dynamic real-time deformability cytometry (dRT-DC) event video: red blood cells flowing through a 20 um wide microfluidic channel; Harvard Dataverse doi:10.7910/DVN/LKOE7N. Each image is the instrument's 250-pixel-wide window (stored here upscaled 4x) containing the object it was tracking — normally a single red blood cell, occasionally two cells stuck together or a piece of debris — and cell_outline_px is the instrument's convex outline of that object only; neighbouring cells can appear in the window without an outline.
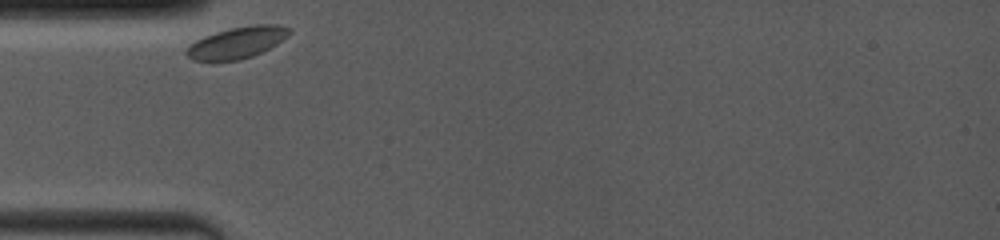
{"species": "common noctule bat (a hibernating species)", "species_latin": "Nyctalus noctula", "temperature_condition": "room temperature", "stored_images_in_passage": 15, "camera_frame_rate_fps": 4000, "um_per_image_px": 0.085, "animal": {"sex": "female", "body_mass_g": 19.0, "forearm_length_mm": 53.3}, "frame": {"image": 1, "passage_image": 1, "time_ms": 0.0, "image_size_px": [1000, 240], "cell_outline_px": [[292, 32], [288, 36], [276, 44], [252, 56], [240, 60], [192, 60], [184, 52], [196, 40], [204, 36], [216, 32], [232, 28], [256, 24], [280, 24], [292, 28]], "centroid_in_image_um": [20.2, 3.6], "position_along_channel_um": 64.8, "area_um2": 18.67}}
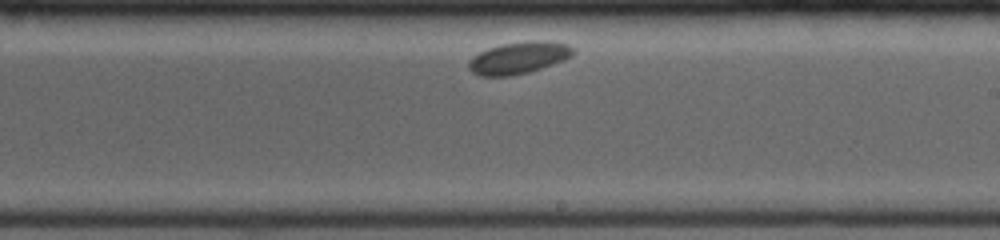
{"frame": {"image": 2, "passage_image": 9, "time_ms": 5.25, "image_size_px": [1000, 240], "cell_outline_px": [[576, 52], [572, 56], [564, 60], [528, 72], [508, 76], [480, 76], [472, 72], [468, 68], [468, 60], [472, 56], [488, 48], [500, 44], [528, 40], [544, 40], [568, 44]], "centroid_in_image_um": [44.07, 4.9], "position_along_channel_um": 244.9, "area_um2": 19.59}}
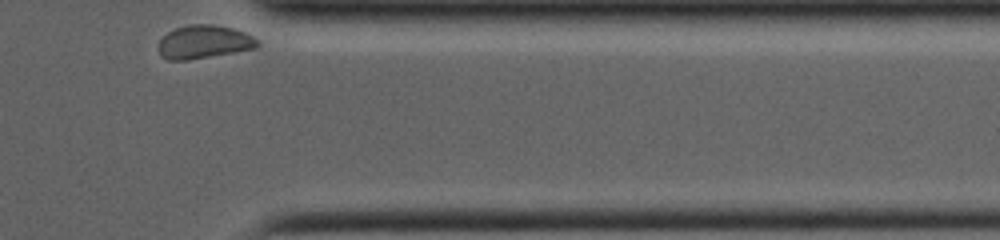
{"frame": {"image": 3, "passage_image": 15, "time_ms": 9.5, "image_size_px": [1000, 240], "cell_outline_px": [[260, 44], [256, 48], [188, 60], [168, 60], [160, 56], [160, 40], [168, 32], [176, 28], [188, 24], [212, 24], [232, 28], [244, 32], [252, 36]], "centroid_in_image_um": [17.33, 3.56], "position_along_channel_um": 394.1, "area_um2": 19.02}}